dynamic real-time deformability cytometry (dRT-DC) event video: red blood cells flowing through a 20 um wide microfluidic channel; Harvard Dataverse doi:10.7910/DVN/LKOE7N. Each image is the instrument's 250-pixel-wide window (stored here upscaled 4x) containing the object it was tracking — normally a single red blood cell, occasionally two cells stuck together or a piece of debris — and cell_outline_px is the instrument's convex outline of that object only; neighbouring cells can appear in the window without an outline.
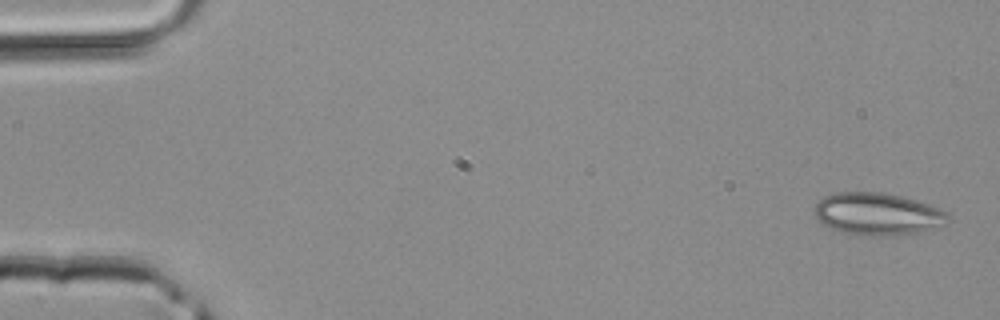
{"species": "common noctule bat (a hibernating species)", "species_latin": "Nyctalus noctula", "temperature_condition": "room temperature", "stored_images_in_passage": 45, "segment_of_instrument_passage": [1, 2], "camera_frame_rate_fps": 3000, "um_per_image_px": 0.085, "animal": {"sex": "male", "body_mass_g": 20.4}, "frame": {"image": 1, "passage_image": 1, "time_ms": 0.0, "image_size_px": [1000, 320], "cell_outline_px": [[948, 216], [944, 224], [916, 232], [888, 236], [864, 236], [844, 232], [832, 228], [816, 220], [816, 204], [824, 196], [836, 192], [884, 192], [916, 200], [940, 208], [948, 212]], "centroid_in_image_um": [74.57, 18.18], "position_along_channel_um": 10.4, "area_um2": 32.6}}
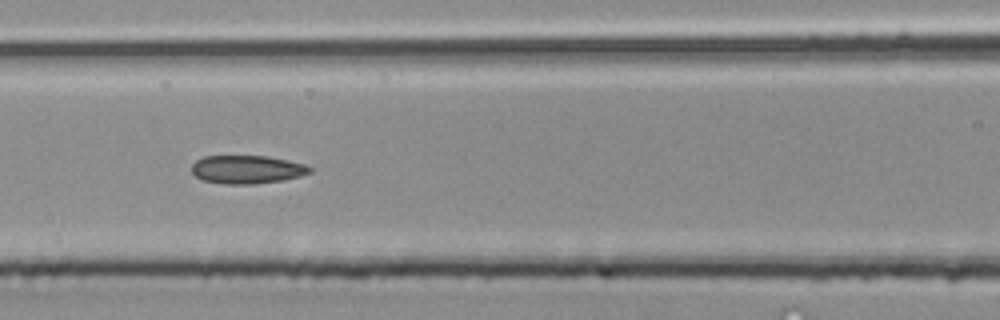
{"frame": {"image": 2, "passage_image": 19, "time_ms": 6.0, "image_size_px": [1000, 320], "cell_outline_px": [[312, 172], [300, 176], [284, 180], [252, 184], [224, 184], [200, 180], [192, 172], [192, 164], [196, 160], [204, 156], [268, 156], [288, 160], [304, 164], [312, 168]], "centroid_in_image_um": [20.99, 14.41], "position_along_channel_um": 145.6, "area_um2": 19.59}}
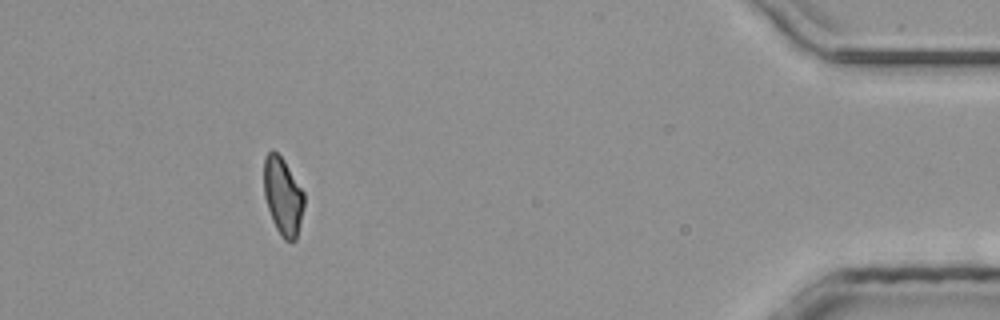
{"frame": {"image": 3, "passage_image": 40, "time_ms": 13.0, "image_size_px": [1000, 320], "cell_outline_px": [[304, 208], [296, 240], [284, 240], [276, 228], [272, 220], [264, 196], [264, 156], [268, 152], [276, 152], [284, 160], [304, 192]], "centroid_in_image_um": [24.05, 16.68], "position_along_channel_um": 411.2, "area_um2": 18.09}}